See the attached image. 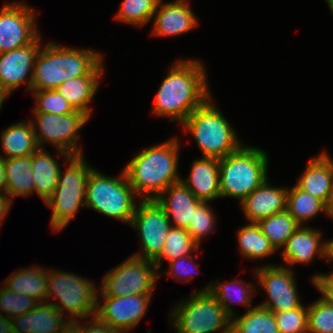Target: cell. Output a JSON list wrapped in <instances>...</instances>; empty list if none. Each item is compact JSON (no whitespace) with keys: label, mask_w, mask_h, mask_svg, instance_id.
Masks as SVG:
<instances>
[{"label":"cell","mask_w":333,"mask_h":333,"mask_svg":"<svg viewBox=\"0 0 333 333\" xmlns=\"http://www.w3.org/2000/svg\"><path fill=\"white\" fill-rule=\"evenodd\" d=\"M205 64L179 58L169 66L153 101L152 114L180 125L212 95Z\"/></svg>","instance_id":"6da1fadb"},{"label":"cell","mask_w":333,"mask_h":333,"mask_svg":"<svg viewBox=\"0 0 333 333\" xmlns=\"http://www.w3.org/2000/svg\"><path fill=\"white\" fill-rule=\"evenodd\" d=\"M104 55L91 48L62 46L52 40L41 46L34 63L31 91L56 89L68 79L105 74Z\"/></svg>","instance_id":"7a4b0ae2"},{"label":"cell","mask_w":333,"mask_h":333,"mask_svg":"<svg viewBox=\"0 0 333 333\" xmlns=\"http://www.w3.org/2000/svg\"><path fill=\"white\" fill-rule=\"evenodd\" d=\"M181 141L177 137L142 148L123 170L140 200L156 199L168 186L180 182Z\"/></svg>","instance_id":"3957f363"},{"label":"cell","mask_w":333,"mask_h":333,"mask_svg":"<svg viewBox=\"0 0 333 333\" xmlns=\"http://www.w3.org/2000/svg\"><path fill=\"white\" fill-rule=\"evenodd\" d=\"M213 100L211 96L180 126L196 141L202 157L222 159L237 151L243 141Z\"/></svg>","instance_id":"277c9868"},{"label":"cell","mask_w":333,"mask_h":333,"mask_svg":"<svg viewBox=\"0 0 333 333\" xmlns=\"http://www.w3.org/2000/svg\"><path fill=\"white\" fill-rule=\"evenodd\" d=\"M264 149L243 144L237 151L219 159L220 196L239 204L269 176V155Z\"/></svg>","instance_id":"5b68a950"},{"label":"cell","mask_w":333,"mask_h":333,"mask_svg":"<svg viewBox=\"0 0 333 333\" xmlns=\"http://www.w3.org/2000/svg\"><path fill=\"white\" fill-rule=\"evenodd\" d=\"M83 154L71 155L66 161V171L60 170L58 183L52 196L44 203L51 208L50 226L53 233H59L75 218L85 205V191L88 176L93 167Z\"/></svg>","instance_id":"8992f818"},{"label":"cell","mask_w":333,"mask_h":333,"mask_svg":"<svg viewBox=\"0 0 333 333\" xmlns=\"http://www.w3.org/2000/svg\"><path fill=\"white\" fill-rule=\"evenodd\" d=\"M47 279L46 303L56 307L64 317L67 316L70 323L96 316L98 287L95 281L55 268H47ZM51 299L57 301L51 302Z\"/></svg>","instance_id":"52a82bcc"},{"label":"cell","mask_w":333,"mask_h":333,"mask_svg":"<svg viewBox=\"0 0 333 333\" xmlns=\"http://www.w3.org/2000/svg\"><path fill=\"white\" fill-rule=\"evenodd\" d=\"M137 198L124 170L118 177L106 175L96 168L91 170L86 182L85 208L129 225L140 201Z\"/></svg>","instance_id":"ba28073f"},{"label":"cell","mask_w":333,"mask_h":333,"mask_svg":"<svg viewBox=\"0 0 333 333\" xmlns=\"http://www.w3.org/2000/svg\"><path fill=\"white\" fill-rule=\"evenodd\" d=\"M167 315L174 333H231V317L208 291H193Z\"/></svg>","instance_id":"9c48e42d"},{"label":"cell","mask_w":333,"mask_h":333,"mask_svg":"<svg viewBox=\"0 0 333 333\" xmlns=\"http://www.w3.org/2000/svg\"><path fill=\"white\" fill-rule=\"evenodd\" d=\"M30 120L34 129L39 148H45L49 143L56 150V154L65 162L71 155L83 154L81 149V130L90 118L83 112L75 110L70 114L55 115L47 113H32ZM43 145V146H42Z\"/></svg>","instance_id":"30bf717a"},{"label":"cell","mask_w":333,"mask_h":333,"mask_svg":"<svg viewBox=\"0 0 333 333\" xmlns=\"http://www.w3.org/2000/svg\"><path fill=\"white\" fill-rule=\"evenodd\" d=\"M158 274L154 261L130 255L104 274L97 296L154 294Z\"/></svg>","instance_id":"8fae6325"},{"label":"cell","mask_w":333,"mask_h":333,"mask_svg":"<svg viewBox=\"0 0 333 333\" xmlns=\"http://www.w3.org/2000/svg\"><path fill=\"white\" fill-rule=\"evenodd\" d=\"M253 268L257 289L264 290L267 295L265 300L258 305L272 312L291 311L304 306L292 269L284 264L277 265L275 262Z\"/></svg>","instance_id":"7c38bea8"},{"label":"cell","mask_w":333,"mask_h":333,"mask_svg":"<svg viewBox=\"0 0 333 333\" xmlns=\"http://www.w3.org/2000/svg\"><path fill=\"white\" fill-rule=\"evenodd\" d=\"M140 240V250L132 256L155 261L163 251L172 224L156 199L140 200L130 222Z\"/></svg>","instance_id":"4fadbf2b"},{"label":"cell","mask_w":333,"mask_h":333,"mask_svg":"<svg viewBox=\"0 0 333 333\" xmlns=\"http://www.w3.org/2000/svg\"><path fill=\"white\" fill-rule=\"evenodd\" d=\"M39 11L24 1H7L0 9V53L29 45L41 34L38 30Z\"/></svg>","instance_id":"5bb4252c"},{"label":"cell","mask_w":333,"mask_h":333,"mask_svg":"<svg viewBox=\"0 0 333 333\" xmlns=\"http://www.w3.org/2000/svg\"><path fill=\"white\" fill-rule=\"evenodd\" d=\"M152 296L153 294L97 296L96 317L113 331L129 332L146 315Z\"/></svg>","instance_id":"9a60e30c"},{"label":"cell","mask_w":333,"mask_h":333,"mask_svg":"<svg viewBox=\"0 0 333 333\" xmlns=\"http://www.w3.org/2000/svg\"><path fill=\"white\" fill-rule=\"evenodd\" d=\"M42 38L40 35L29 45L0 53V93L6 99L23 84L30 91L35 59L44 44Z\"/></svg>","instance_id":"2e32d148"},{"label":"cell","mask_w":333,"mask_h":333,"mask_svg":"<svg viewBox=\"0 0 333 333\" xmlns=\"http://www.w3.org/2000/svg\"><path fill=\"white\" fill-rule=\"evenodd\" d=\"M151 36L176 37L182 36L199 26V18L191 9L189 1H159L154 13Z\"/></svg>","instance_id":"e0dca14e"},{"label":"cell","mask_w":333,"mask_h":333,"mask_svg":"<svg viewBox=\"0 0 333 333\" xmlns=\"http://www.w3.org/2000/svg\"><path fill=\"white\" fill-rule=\"evenodd\" d=\"M322 233L321 229L300 225L279 252L285 262L284 266L290 269L295 264L307 266L316 257L326 260V239L322 240Z\"/></svg>","instance_id":"ac0fdd59"},{"label":"cell","mask_w":333,"mask_h":333,"mask_svg":"<svg viewBox=\"0 0 333 333\" xmlns=\"http://www.w3.org/2000/svg\"><path fill=\"white\" fill-rule=\"evenodd\" d=\"M287 194L288 187L274 186L267 178L239 204L246 223H257L286 210Z\"/></svg>","instance_id":"d6986e66"},{"label":"cell","mask_w":333,"mask_h":333,"mask_svg":"<svg viewBox=\"0 0 333 333\" xmlns=\"http://www.w3.org/2000/svg\"><path fill=\"white\" fill-rule=\"evenodd\" d=\"M11 321L15 333H69L71 324L56 307L46 302L38 303L34 309Z\"/></svg>","instance_id":"ffe728a7"},{"label":"cell","mask_w":333,"mask_h":333,"mask_svg":"<svg viewBox=\"0 0 333 333\" xmlns=\"http://www.w3.org/2000/svg\"><path fill=\"white\" fill-rule=\"evenodd\" d=\"M327 152L323 150L312 157L296 182L300 189L322 200L326 205L333 194V158Z\"/></svg>","instance_id":"44dd1931"},{"label":"cell","mask_w":333,"mask_h":333,"mask_svg":"<svg viewBox=\"0 0 333 333\" xmlns=\"http://www.w3.org/2000/svg\"><path fill=\"white\" fill-rule=\"evenodd\" d=\"M190 173L180 181L201 201L221 198L219 159L199 157L191 164Z\"/></svg>","instance_id":"7402d4cb"},{"label":"cell","mask_w":333,"mask_h":333,"mask_svg":"<svg viewBox=\"0 0 333 333\" xmlns=\"http://www.w3.org/2000/svg\"><path fill=\"white\" fill-rule=\"evenodd\" d=\"M156 200L172 226L184 229L193 221L194 208L201 202L181 181L168 186Z\"/></svg>","instance_id":"603a6c76"},{"label":"cell","mask_w":333,"mask_h":333,"mask_svg":"<svg viewBox=\"0 0 333 333\" xmlns=\"http://www.w3.org/2000/svg\"><path fill=\"white\" fill-rule=\"evenodd\" d=\"M255 283H247L245 280H241L238 278L233 279L231 282L222 281L219 279H215V281L211 280L207 285L203 288L197 290L199 291H208L212 296L216 298V300L222 305L225 312L232 318L237 314L234 310V304L244 305L246 311L253 308L251 305L253 302V298L256 294H259L257 291V285ZM252 306V307H251Z\"/></svg>","instance_id":"cb8c5ba5"},{"label":"cell","mask_w":333,"mask_h":333,"mask_svg":"<svg viewBox=\"0 0 333 333\" xmlns=\"http://www.w3.org/2000/svg\"><path fill=\"white\" fill-rule=\"evenodd\" d=\"M40 266L36 264L13 271L5 279L3 285L17 294L33 298L38 303L46 302L48 290L47 270Z\"/></svg>","instance_id":"d4e9b609"},{"label":"cell","mask_w":333,"mask_h":333,"mask_svg":"<svg viewBox=\"0 0 333 333\" xmlns=\"http://www.w3.org/2000/svg\"><path fill=\"white\" fill-rule=\"evenodd\" d=\"M103 75H84L68 79L55 90L60 93L74 110L85 113L89 118L93 114L90 105L101 85Z\"/></svg>","instance_id":"484cf974"},{"label":"cell","mask_w":333,"mask_h":333,"mask_svg":"<svg viewBox=\"0 0 333 333\" xmlns=\"http://www.w3.org/2000/svg\"><path fill=\"white\" fill-rule=\"evenodd\" d=\"M55 157L45 148L32 154L33 195L36 193L44 203L52 196L58 183L61 165Z\"/></svg>","instance_id":"4316f807"},{"label":"cell","mask_w":333,"mask_h":333,"mask_svg":"<svg viewBox=\"0 0 333 333\" xmlns=\"http://www.w3.org/2000/svg\"><path fill=\"white\" fill-rule=\"evenodd\" d=\"M1 148L4 159L32 155L39 147L30 120L17 121L1 130Z\"/></svg>","instance_id":"83f0119b"},{"label":"cell","mask_w":333,"mask_h":333,"mask_svg":"<svg viewBox=\"0 0 333 333\" xmlns=\"http://www.w3.org/2000/svg\"><path fill=\"white\" fill-rule=\"evenodd\" d=\"M4 168L5 194L12 202L15 197H28L33 194L32 155L4 159Z\"/></svg>","instance_id":"f1b7e54d"},{"label":"cell","mask_w":333,"mask_h":333,"mask_svg":"<svg viewBox=\"0 0 333 333\" xmlns=\"http://www.w3.org/2000/svg\"><path fill=\"white\" fill-rule=\"evenodd\" d=\"M237 248L243 258L259 260L276 253L269 239L262 233L257 223H247L238 228L236 233Z\"/></svg>","instance_id":"f546056e"},{"label":"cell","mask_w":333,"mask_h":333,"mask_svg":"<svg viewBox=\"0 0 333 333\" xmlns=\"http://www.w3.org/2000/svg\"><path fill=\"white\" fill-rule=\"evenodd\" d=\"M288 213L302 226L315 219L319 214L327 216V205L320 199L300 189L296 184L288 188Z\"/></svg>","instance_id":"4dcf8cb0"},{"label":"cell","mask_w":333,"mask_h":333,"mask_svg":"<svg viewBox=\"0 0 333 333\" xmlns=\"http://www.w3.org/2000/svg\"><path fill=\"white\" fill-rule=\"evenodd\" d=\"M231 333H280L271 310L256 304L244 314L231 318Z\"/></svg>","instance_id":"1f68e13d"},{"label":"cell","mask_w":333,"mask_h":333,"mask_svg":"<svg viewBox=\"0 0 333 333\" xmlns=\"http://www.w3.org/2000/svg\"><path fill=\"white\" fill-rule=\"evenodd\" d=\"M257 225L277 252L284 247L287 239L300 226L287 210L261 219Z\"/></svg>","instance_id":"d6a6232c"},{"label":"cell","mask_w":333,"mask_h":333,"mask_svg":"<svg viewBox=\"0 0 333 333\" xmlns=\"http://www.w3.org/2000/svg\"><path fill=\"white\" fill-rule=\"evenodd\" d=\"M198 253L200 247L195 243L191 235L184 228L172 226L166 237L163 251L160 256L154 261L157 270L160 271L164 261L171 260L191 255L193 252Z\"/></svg>","instance_id":"836d02e7"},{"label":"cell","mask_w":333,"mask_h":333,"mask_svg":"<svg viewBox=\"0 0 333 333\" xmlns=\"http://www.w3.org/2000/svg\"><path fill=\"white\" fill-rule=\"evenodd\" d=\"M160 0H123L114 20L136 27L151 22Z\"/></svg>","instance_id":"e575fe53"},{"label":"cell","mask_w":333,"mask_h":333,"mask_svg":"<svg viewBox=\"0 0 333 333\" xmlns=\"http://www.w3.org/2000/svg\"><path fill=\"white\" fill-rule=\"evenodd\" d=\"M209 201H201L194 208L193 221H190L186 230L195 243L201 248V242L214 233L217 217ZM211 233V234H210Z\"/></svg>","instance_id":"d590c367"},{"label":"cell","mask_w":333,"mask_h":333,"mask_svg":"<svg viewBox=\"0 0 333 333\" xmlns=\"http://www.w3.org/2000/svg\"><path fill=\"white\" fill-rule=\"evenodd\" d=\"M29 93H31L36 103L32 113L65 115L75 111L55 89L31 91Z\"/></svg>","instance_id":"8d00e7d4"},{"label":"cell","mask_w":333,"mask_h":333,"mask_svg":"<svg viewBox=\"0 0 333 333\" xmlns=\"http://www.w3.org/2000/svg\"><path fill=\"white\" fill-rule=\"evenodd\" d=\"M307 333H333V306L321 297L307 305Z\"/></svg>","instance_id":"74e56055"},{"label":"cell","mask_w":333,"mask_h":333,"mask_svg":"<svg viewBox=\"0 0 333 333\" xmlns=\"http://www.w3.org/2000/svg\"><path fill=\"white\" fill-rule=\"evenodd\" d=\"M38 302L23 294H17L4 285L0 287V314L4 312L8 318L28 313L34 309ZM2 311V312H1Z\"/></svg>","instance_id":"f35d334b"},{"label":"cell","mask_w":333,"mask_h":333,"mask_svg":"<svg viewBox=\"0 0 333 333\" xmlns=\"http://www.w3.org/2000/svg\"><path fill=\"white\" fill-rule=\"evenodd\" d=\"M280 333H307V306L291 311L273 312Z\"/></svg>","instance_id":"ab89813d"},{"label":"cell","mask_w":333,"mask_h":333,"mask_svg":"<svg viewBox=\"0 0 333 333\" xmlns=\"http://www.w3.org/2000/svg\"><path fill=\"white\" fill-rule=\"evenodd\" d=\"M167 264L169 271H165V274H163L160 270L158 274L159 278L162 277V275H167L173 277L175 281L184 283L190 282V280L192 281L197 273H200L199 266L195 262L193 254L171 260Z\"/></svg>","instance_id":"60d3db41"},{"label":"cell","mask_w":333,"mask_h":333,"mask_svg":"<svg viewBox=\"0 0 333 333\" xmlns=\"http://www.w3.org/2000/svg\"><path fill=\"white\" fill-rule=\"evenodd\" d=\"M83 322V323H82ZM85 322V323H84ZM113 330L105 323H102L96 316L72 322L70 333H112Z\"/></svg>","instance_id":"b9f144b4"},{"label":"cell","mask_w":333,"mask_h":333,"mask_svg":"<svg viewBox=\"0 0 333 333\" xmlns=\"http://www.w3.org/2000/svg\"><path fill=\"white\" fill-rule=\"evenodd\" d=\"M310 281L316 289H333V270L328 273H315Z\"/></svg>","instance_id":"7bdbcfd3"},{"label":"cell","mask_w":333,"mask_h":333,"mask_svg":"<svg viewBox=\"0 0 333 333\" xmlns=\"http://www.w3.org/2000/svg\"><path fill=\"white\" fill-rule=\"evenodd\" d=\"M13 203L14 202H12L6 194H0V228L6 217H8L7 215L9 214Z\"/></svg>","instance_id":"ee69618b"},{"label":"cell","mask_w":333,"mask_h":333,"mask_svg":"<svg viewBox=\"0 0 333 333\" xmlns=\"http://www.w3.org/2000/svg\"><path fill=\"white\" fill-rule=\"evenodd\" d=\"M12 331V321L11 318L0 314V333H11Z\"/></svg>","instance_id":"f6af8a7d"},{"label":"cell","mask_w":333,"mask_h":333,"mask_svg":"<svg viewBox=\"0 0 333 333\" xmlns=\"http://www.w3.org/2000/svg\"><path fill=\"white\" fill-rule=\"evenodd\" d=\"M6 191V177L4 168V158L0 156V194H5Z\"/></svg>","instance_id":"bcb514c9"},{"label":"cell","mask_w":333,"mask_h":333,"mask_svg":"<svg viewBox=\"0 0 333 333\" xmlns=\"http://www.w3.org/2000/svg\"><path fill=\"white\" fill-rule=\"evenodd\" d=\"M321 294V298L329 305L333 306V289H316Z\"/></svg>","instance_id":"7dc6e473"},{"label":"cell","mask_w":333,"mask_h":333,"mask_svg":"<svg viewBox=\"0 0 333 333\" xmlns=\"http://www.w3.org/2000/svg\"><path fill=\"white\" fill-rule=\"evenodd\" d=\"M326 261L333 262V238L326 241Z\"/></svg>","instance_id":"c3c4849f"},{"label":"cell","mask_w":333,"mask_h":333,"mask_svg":"<svg viewBox=\"0 0 333 333\" xmlns=\"http://www.w3.org/2000/svg\"><path fill=\"white\" fill-rule=\"evenodd\" d=\"M327 218L333 220V194L331 196V199L327 205Z\"/></svg>","instance_id":"681fc988"},{"label":"cell","mask_w":333,"mask_h":333,"mask_svg":"<svg viewBox=\"0 0 333 333\" xmlns=\"http://www.w3.org/2000/svg\"><path fill=\"white\" fill-rule=\"evenodd\" d=\"M324 1L327 3L328 8L330 9L333 16V0H324Z\"/></svg>","instance_id":"f907efd6"},{"label":"cell","mask_w":333,"mask_h":333,"mask_svg":"<svg viewBox=\"0 0 333 333\" xmlns=\"http://www.w3.org/2000/svg\"><path fill=\"white\" fill-rule=\"evenodd\" d=\"M5 100H6V98L0 93V113H1L2 105Z\"/></svg>","instance_id":"816d5d0a"},{"label":"cell","mask_w":333,"mask_h":333,"mask_svg":"<svg viewBox=\"0 0 333 333\" xmlns=\"http://www.w3.org/2000/svg\"><path fill=\"white\" fill-rule=\"evenodd\" d=\"M112 333H130V332H127V331H113Z\"/></svg>","instance_id":"f5cc1de1"}]
</instances>
